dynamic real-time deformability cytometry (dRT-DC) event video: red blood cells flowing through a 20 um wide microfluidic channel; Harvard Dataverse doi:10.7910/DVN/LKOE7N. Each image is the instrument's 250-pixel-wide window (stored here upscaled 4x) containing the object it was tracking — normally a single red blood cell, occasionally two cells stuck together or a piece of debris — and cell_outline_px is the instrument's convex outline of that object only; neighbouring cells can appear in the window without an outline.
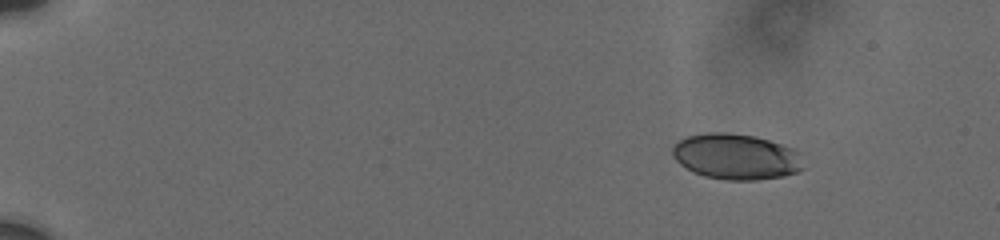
{"species": "human", "species_latin": "Homo sapiens", "temperature_condition": "cold", "stored_images_in_passage": 15, "camera_frame_rate_fps": 3000, "um_per_image_px": 0.085, "donor": {"sex": "male"}, "frame": {"image": 1, "passage_image": 4, "time_ms": 1.667, "image_size_px": [1000, 240], "cell_outline_px": [[804, 168], [796, 172], [784, 176], [756, 180], [728, 180], [704, 176], [680, 164], [672, 156], [672, 148], [680, 140], [688, 136], [708, 132], [728, 132], [756, 136], [792, 148], [796, 152]], "centroid_in_image_um": [62.55, 13.31], "position_along_channel_um": 22.5, "area_um2": 34.56}}
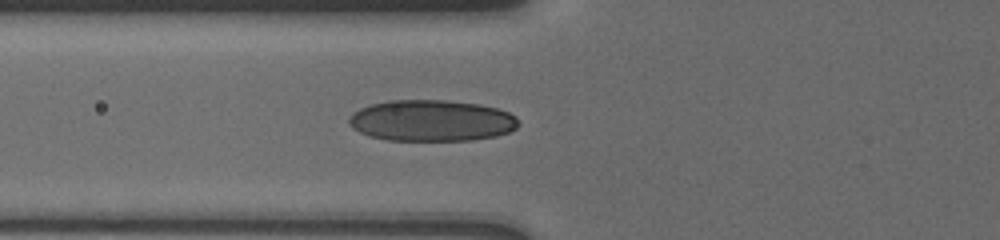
{"frame": {"image": 2, "passage_image": 12, "time_ms": 7.0, "image_size_px": [1000, 240], "cell_outline_px": [[520, 124], [516, 128], [508, 132], [496, 136], [472, 140], [388, 140], [372, 136], [360, 132], [352, 128], [348, 124], [348, 120], [352, 112], [360, 108], [372, 104], [388, 100], [444, 100], [480, 104], [496, 108], [508, 112], [516, 116]], "centroid_in_image_um": [36.68, 10.25], "position_along_channel_um": 89.1, "area_um2": 40.86}}
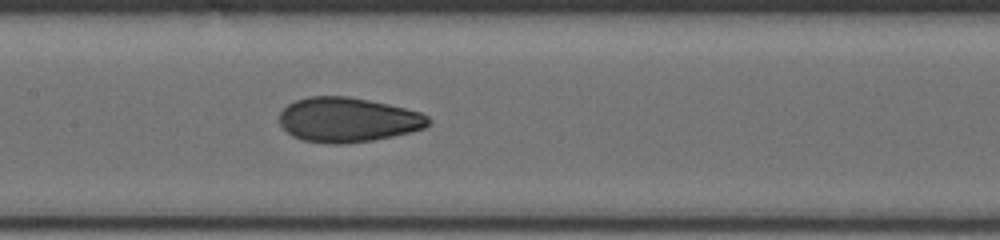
{"frame": {"image": 3, "passage_image": 15, "time_ms": 9.333, "image_size_px": [1000, 240], "cell_outline_px": [[432, 120], [424, 128], [392, 136], [372, 140], [344, 144], [328, 144], [300, 140], [292, 136], [280, 124], [280, 112], [288, 104], [296, 100], [308, 96], [348, 96], [388, 104], [420, 112], [428, 116]], "centroid_in_image_um": [29.54, 10.18], "position_along_channel_um": 177.9, "area_um2": 38.73}}